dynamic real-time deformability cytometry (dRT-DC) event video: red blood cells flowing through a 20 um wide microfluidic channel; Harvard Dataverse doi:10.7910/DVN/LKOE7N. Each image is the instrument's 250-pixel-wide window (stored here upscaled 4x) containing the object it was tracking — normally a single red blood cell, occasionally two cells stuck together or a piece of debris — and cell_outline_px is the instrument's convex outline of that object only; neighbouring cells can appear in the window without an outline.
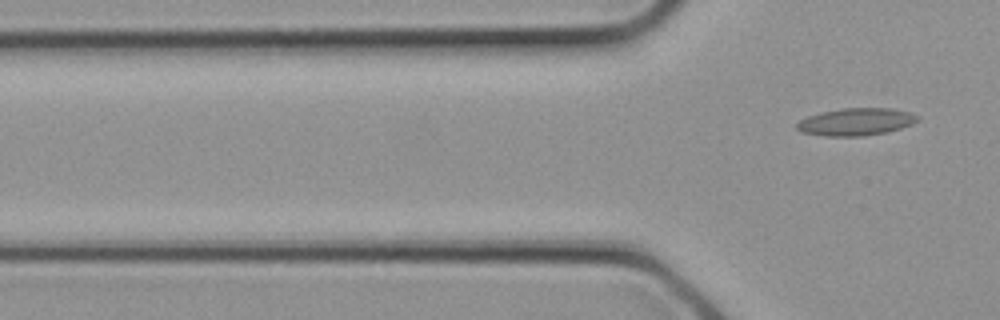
{"species": "common noctule bat (a hibernating species)", "species_latin": "Nyctalus noctula", "temperature_condition": "cold", "stored_images_in_passage": 5, "camera_frame_rate_fps": 3000, "um_per_image_px": 0.085, "animal": {"sex": "female", "body_mass_g": 21.9}, "frame": {"image": 1, "passage_image": 5, "time_ms": 1.333, "image_size_px": [1000, 320], "cell_outline_px": [[920, 116], [912, 124], [888, 132], [864, 136], [824, 136], [800, 132], [796, 128], [796, 124], [800, 120], [808, 116], [824, 112], [844, 108], [892, 108], [912, 112]], "centroid_in_image_um": [72.77, 10.36], "position_along_channel_um": 53.0, "area_um2": 19.31}}